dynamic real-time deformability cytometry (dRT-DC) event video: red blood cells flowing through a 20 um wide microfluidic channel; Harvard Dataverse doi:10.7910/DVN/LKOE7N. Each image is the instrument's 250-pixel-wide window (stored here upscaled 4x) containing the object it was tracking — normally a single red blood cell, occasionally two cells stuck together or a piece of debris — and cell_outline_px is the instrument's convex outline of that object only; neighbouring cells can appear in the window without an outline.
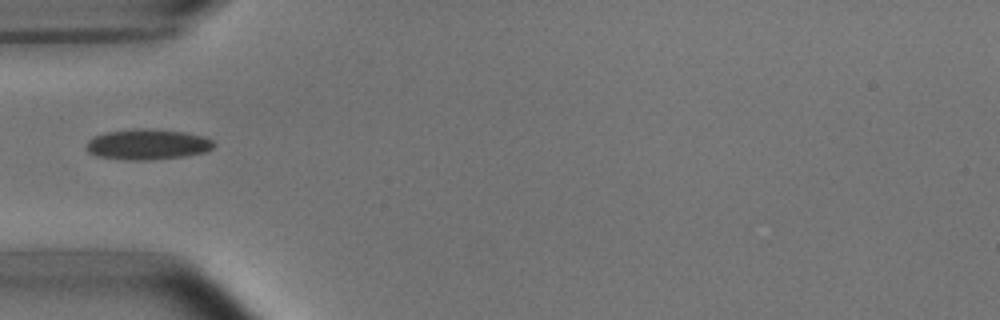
{"species": "common noctule bat (a hibernating species)", "species_latin": "Nyctalus noctula", "temperature_condition": "room temperature", "stored_images_in_passage": 6, "camera_frame_rate_fps": 3000, "um_per_image_px": 0.085, "animal": {"sex": "male", "body_mass_g": 15.6}, "frame": {"image": 1, "passage_image": 5, "time_ms": 1.333, "image_size_px": [1000, 320], "cell_outline_px": [[216, 144], [212, 148], [204, 152], [184, 156], [148, 160], [128, 160], [96, 156], [88, 152], [88, 140], [92, 136], [104, 132], [132, 128], [152, 128], [184, 132], [204, 136], [212, 140]], "centroid_in_image_um": [12.53, 12.25], "position_along_channel_um": 72.5, "area_um2": 22.89}}